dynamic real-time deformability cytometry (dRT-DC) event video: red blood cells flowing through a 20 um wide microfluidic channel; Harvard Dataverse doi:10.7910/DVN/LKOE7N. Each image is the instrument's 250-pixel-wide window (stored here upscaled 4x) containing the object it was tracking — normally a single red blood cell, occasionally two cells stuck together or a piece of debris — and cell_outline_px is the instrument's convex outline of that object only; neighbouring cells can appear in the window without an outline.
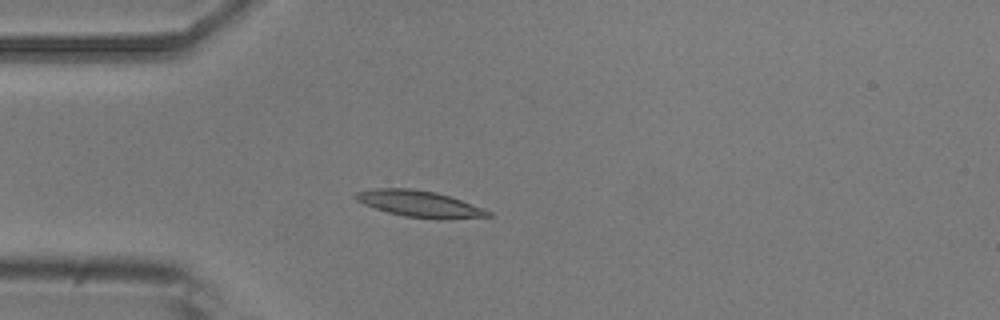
{"species": "common noctule bat (a hibernating species)", "species_latin": "Nyctalus noctula", "temperature_condition": "room temperature", "stored_images_in_passage": 7, "camera_frame_rate_fps": 3000, "um_per_image_px": 0.085, "animal": {"sex": "male", "body_mass_g": 20.5, "forearm_length_mm": 52.5}, "frame": {"image": 1, "passage_image": 5, "time_ms": 4.667, "image_size_px": [1000, 320], "cell_outline_px": [[492, 216], [444, 220], [440, 220], [404, 216], [388, 212], [364, 204], [356, 200], [352, 196], [356, 192], [372, 188], [412, 188], [436, 192], [460, 200], [492, 212]], "centroid_in_image_um": [35.63, 17.33], "position_along_channel_um": 49.4, "area_um2": 20.4}}
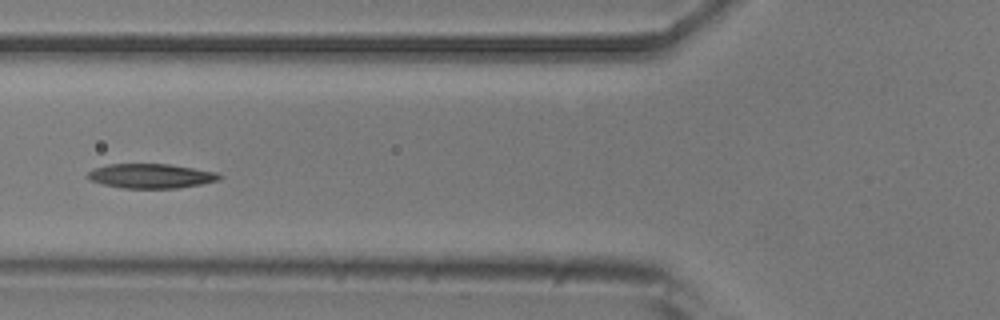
{"frame": {"image": 2, "passage_image": 7, "time_ms": 6.667, "image_size_px": [1000, 320], "cell_outline_px": [[224, 176], [220, 180], [200, 184], [176, 188], [124, 188], [104, 184], [92, 180], [84, 176], [92, 168], [108, 164], [168, 164], [216, 172]], "centroid_in_image_um": [12.82, 14.95], "position_along_channel_um": 113.0, "area_um2": 18.73}}